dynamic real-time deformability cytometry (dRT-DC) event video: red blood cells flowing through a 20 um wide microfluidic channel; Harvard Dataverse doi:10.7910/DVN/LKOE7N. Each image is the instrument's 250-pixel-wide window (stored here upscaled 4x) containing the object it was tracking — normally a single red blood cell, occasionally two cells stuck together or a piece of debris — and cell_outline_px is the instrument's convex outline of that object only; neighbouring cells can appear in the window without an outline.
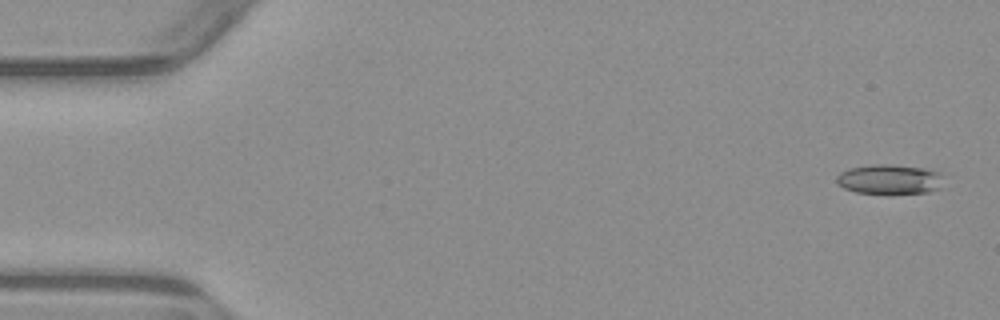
{"species": "common noctule bat (a hibernating species)", "species_latin": "Nyctalus noctula", "temperature_condition": "warm", "stored_images_in_passage": 5, "camera_frame_rate_fps": 3000, "um_per_image_px": 0.085, "animal": {"sex": "male", "body_mass_g": 23.1, "forearm_length_mm": 52.7}, "frame": {"image": 1, "passage_image": 1, "time_ms": 0.0, "image_size_px": [1000, 320], "cell_outline_px": [[944, 188], [928, 192], [888, 196], [856, 192], [844, 188], [836, 180], [836, 176], [840, 172], [852, 168], [872, 164], [888, 164], [924, 168], [940, 172]], "centroid_in_image_um": [75.66, 15.28], "position_along_channel_um": 9.3, "area_um2": 19.25}}